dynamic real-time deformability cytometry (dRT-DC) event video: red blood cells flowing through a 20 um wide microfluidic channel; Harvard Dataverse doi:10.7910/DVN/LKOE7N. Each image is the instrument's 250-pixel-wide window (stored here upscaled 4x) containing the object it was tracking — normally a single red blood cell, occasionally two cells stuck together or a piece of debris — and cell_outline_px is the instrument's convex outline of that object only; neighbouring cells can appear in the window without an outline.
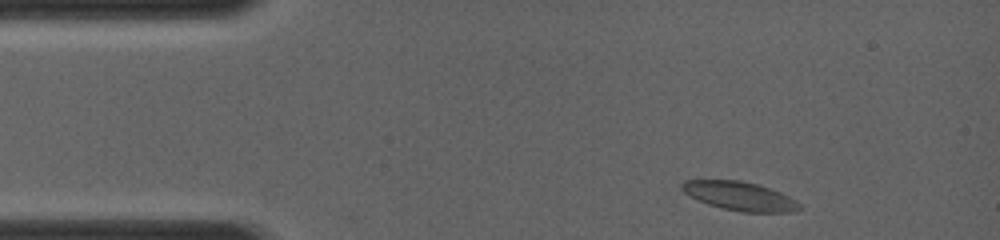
{"species": "common noctule bat (a hibernating species)", "species_latin": "Nyctalus noctula", "temperature_condition": "room temperature", "stored_images_in_passage": 53, "camera_frame_rate_fps": 4000, "um_per_image_px": 0.085, "animal": {"sex": "female", "body_mass_g": 19.0, "forearm_length_mm": 56.7}, "frame": {"image": 1, "passage_image": 5, "time_ms": 0.5, "image_size_px": [1000, 240], "cell_outline_px": [[804, 208], [796, 212], [740, 212], [720, 208], [708, 204], [688, 196], [680, 188], [680, 184], [684, 180], [740, 180], [756, 184], [780, 192], [796, 200]], "centroid_in_image_um": [62.87, 16.68], "position_along_channel_um": 22.1, "area_um2": 19.94}}
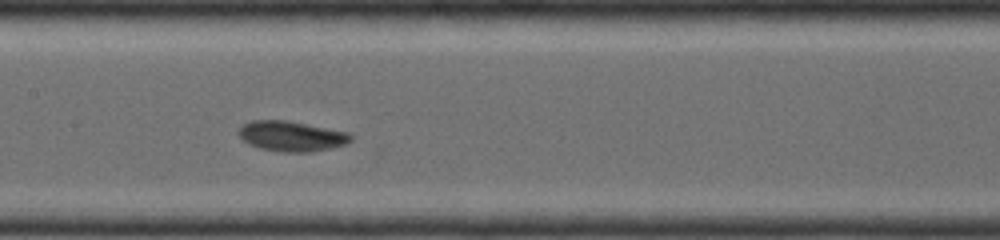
{"frame": {"image": 2, "passage_image": 27, "time_ms": 5.25, "image_size_px": [1000, 240], "cell_outline_px": [[352, 140], [344, 144], [332, 148], [312, 152], [284, 152], [260, 148], [248, 144], [236, 132], [244, 124], [252, 120], [288, 120], [348, 132], [352, 136]], "centroid_in_image_um": [24.78, 11.57], "position_along_channel_um": 182.6, "area_um2": 19.77}}
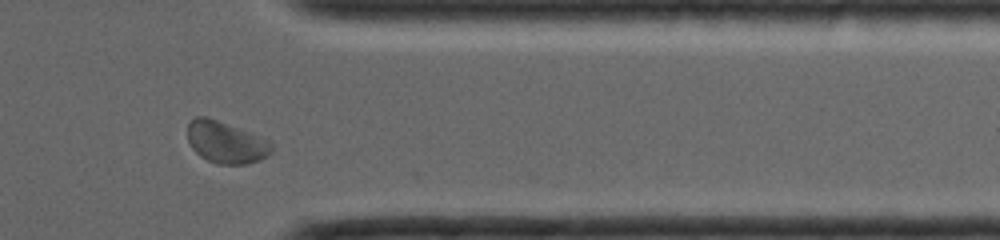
{"frame": {"image": 3, "passage_image": 45, "time_ms": 9.75, "image_size_px": [1000, 240], "cell_outline_px": [[272, 152], [268, 156], [260, 160], [248, 164], [216, 164], [200, 156], [192, 148], [188, 140], [188, 120], [196, 116], [208, 116], [260, 136], [268, 140], [272, 144]], "centroid_in_image_um": [19.2, 12.09], "position_along_channel_um": 392.2, "area_um2": 20.69}}